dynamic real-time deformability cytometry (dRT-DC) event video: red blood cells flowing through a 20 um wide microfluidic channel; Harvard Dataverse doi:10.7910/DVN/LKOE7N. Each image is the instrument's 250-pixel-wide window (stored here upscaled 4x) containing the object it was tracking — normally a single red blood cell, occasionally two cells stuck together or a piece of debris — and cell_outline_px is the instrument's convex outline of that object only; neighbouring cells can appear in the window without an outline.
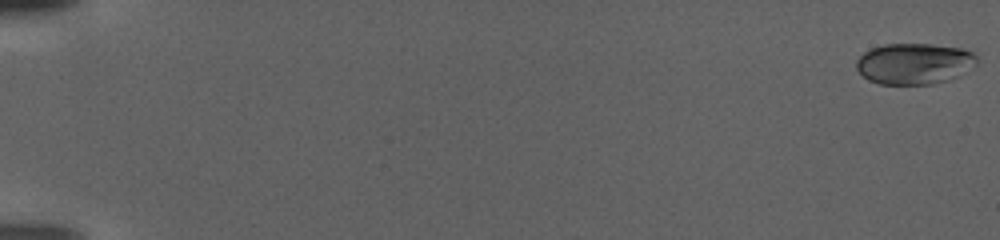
{"species": "human", "species_latin": "Homo sapiens", "temperature_condition": "warm", "stored_images_in_passage": 82, "camera_frame_rate_fps": 3000, "um_per_image_px": 0.085, "donor": {"sex": "female"}, "frame": {"image": 1, "passage_image": 1, "time_ms": 0.0, "image_size_px": [1000, 240], "cell_outline_px": [[976, 64], [956, 76], [932, 84], [880, 84], [868, 80], [856, 68], [856, 60], [864, 52], [872, 48], [884, 44], [928, 44], [960, 48], [972, 52], [976, 56]], "centroid_in_image_um": [77.66, 5.4], "position_along_channel_um": 7.3, "area_um2": 28.44}}
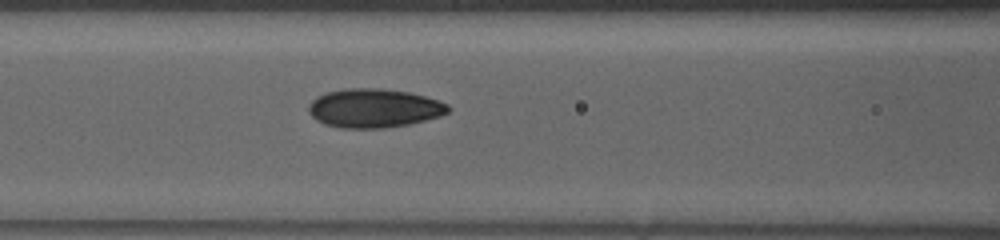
{"frame": {"image": 2, "passage_image": 45, "time_ms": 14.667, "image_size_px": [1000, 240], "cell_outline_px": [[452, 108], [448, 112], [440, 116], [408, 124], [384, 128], [340, 128], [324, 124], [316, 120], [308, 112], [308, 104], [316, 96], [328, 92], [344, 88], [380, 88], [408, 92], [440, 100], [448, 104]], "centroid_in_image_um": [31.78, 9.19], "position_along_channel_um": 134.8, "area_um2": 31.79}}
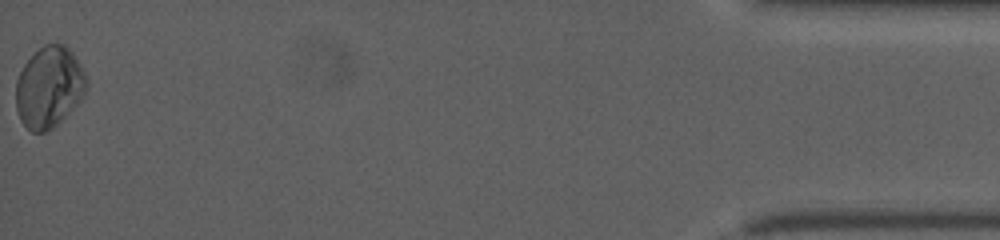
{"frame": {"image": 3, "passage_image": 82, "time_ms": 27.0, "image_size_px": [1000, 240], "cell_outline_px": [[88, 84], [80, 100], [52, 128], [44, 132], [32, 132], [20, 120], [16, 108], [16, 80], [24, 64], [44, 44], [64, 44], [72, 52], [84, 72], [88, 80]], "centroid_in_image_um": [4.16, 7.4], "position_along_channel_um": 431.0, "area_um2": 32.89}}